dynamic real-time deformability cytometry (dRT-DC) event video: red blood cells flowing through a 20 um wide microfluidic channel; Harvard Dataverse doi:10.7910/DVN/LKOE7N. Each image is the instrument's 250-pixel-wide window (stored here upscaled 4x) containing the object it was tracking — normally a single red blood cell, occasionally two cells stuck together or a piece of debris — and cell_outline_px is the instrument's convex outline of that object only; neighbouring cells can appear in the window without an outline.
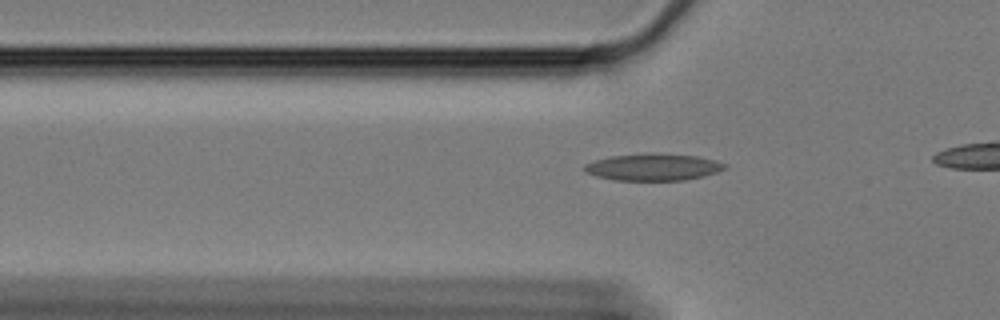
{"species": "Egyptian fruit bat (a non-hibernating species)", "species_latin": "Rousettus aegyptiacus", "temperature_condition": "cold", "stored_images_in_passage": 18, "camera_frame_rate_fps": 3000, "um_per_image_px": 0.085, "animal": {"sex": "female"}, "frame": {"image": 1, "passage_image": 11, "time_ms": 3.333, "image_size_px": [1000, 320], "cell_outline_px": [[728, 168], [704, 176], [684, 180], [616, 180], [596, 176], [584, 172], [584, 164], [596, 160], [612, 156], [652, 152], [696, 156], [716, 160], [728, 164]], "centroid_in_image_um": [55.55, 14.19], "position_along_channel_um": 70.2, "area_um2": 22.14}}
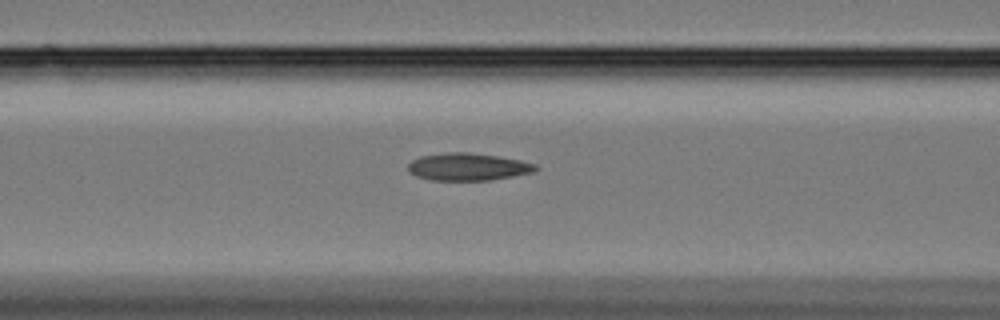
{"frame": {"image": 2, "passage_image": 16, "time_ms": 5.0, "image_size_px": [1000, 320], "cell_outline_px": [[540, 168], [532, 172], [512, 176], [488, 180], [432, 180], [416, 176], [408, 168], [408, 164], [412, 160], [420, 156], [448, 152], [468, 152], [496, 156], [520, 160], [536, 164]], "centroid_in_image_um": [39.78, 14.17], "position_along_channel_um": 126.8, "area_um2": 20.17}}